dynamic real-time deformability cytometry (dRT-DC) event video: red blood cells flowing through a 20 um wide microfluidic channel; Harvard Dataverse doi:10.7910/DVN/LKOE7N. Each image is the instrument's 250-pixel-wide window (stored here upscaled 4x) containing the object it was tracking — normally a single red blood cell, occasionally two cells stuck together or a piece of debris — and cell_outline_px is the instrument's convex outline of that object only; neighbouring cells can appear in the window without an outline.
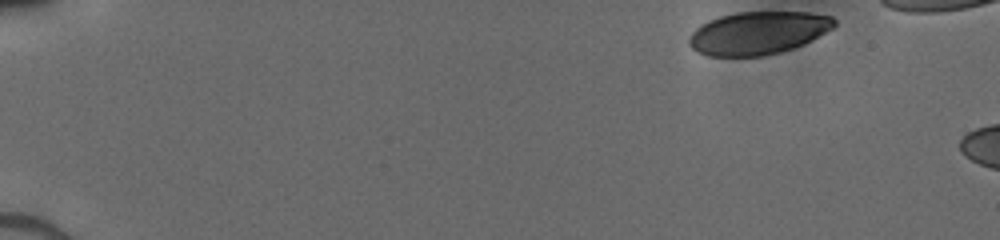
{"species": "human", "species_latin": "Homo sapiens", "temperature_condition": "cold", "stored_images_in_passage": 6, "camera_frame_rate_fps": 3000, "um_per_image_px": 0.085, "donor": {"sex": "male"}, "frame": {"image": 1, "passage_image": 1, "time_ms": 0.0, "image_size_px": [1000, 240], "cell_outline_px": [[836, 24], [832, 28], [812, 40], [804, 44], [780, 52], [760, 56], [708, 56], [692, 48], [688, 44], [688, 36], [700, 24], [708, 20], [720, 16], [736, 12], [808, 12], [832, 16], [836, 20]], "centroid_in_image_um": [64.42, 2.79], "position_along_channel_um": 20.6, "area_um2": 36.36}}